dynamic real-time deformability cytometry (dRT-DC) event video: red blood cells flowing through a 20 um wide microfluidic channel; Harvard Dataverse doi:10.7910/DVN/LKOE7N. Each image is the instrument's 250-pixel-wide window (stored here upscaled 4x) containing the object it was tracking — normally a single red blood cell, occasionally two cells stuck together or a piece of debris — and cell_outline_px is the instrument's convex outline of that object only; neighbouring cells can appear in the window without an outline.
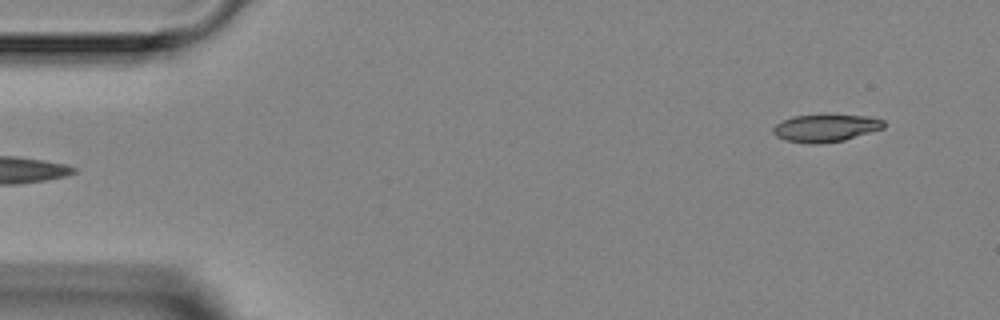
{"species": "Egyptian fruit bat (a non-hibernating species)", "species_latin": "Rousettus aegyptiacus", "temperature_condition": "room temperature", "stored_images_in_passage": 3, "segment_of_instrument_passage": [2, 2], "camera_frame_rate_fps": 3000, "um_per_image_px": 0.085, "animal": {"sex": "female"}, "frame": {"image": 1, "passage_image": 3, "time_ms": 3.333, "image_size_px": [1000, 320], "cell_outline_px": [[884, 128], [844, 140], [820, 144], [808, 144], [784, 140], [776, 136], [772, 132], [772, 128], [780, 120], [792, 116], [868, 116], [884, 120]], "centroid_in_image_um": [70.12, 10.91], "position_along_channel_um": 14.9, "area_um2": 17.57}}